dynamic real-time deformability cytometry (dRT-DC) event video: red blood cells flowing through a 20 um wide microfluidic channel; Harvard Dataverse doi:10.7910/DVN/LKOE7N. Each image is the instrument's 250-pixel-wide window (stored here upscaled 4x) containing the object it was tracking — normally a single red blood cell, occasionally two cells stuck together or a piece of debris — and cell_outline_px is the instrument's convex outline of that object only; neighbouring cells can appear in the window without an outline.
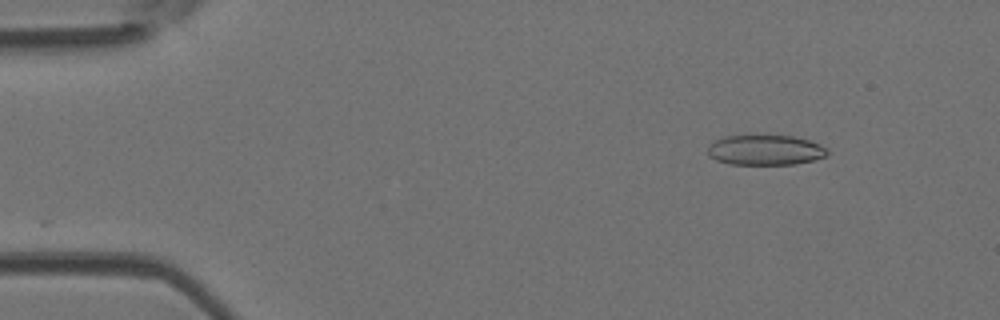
{"species": "Egyptian fruit bat (a non-hibernating species)", "species_latin": "Rousettus aegyptiacus", "temperature_condition": "room temperature", "stored_images_in_passage": 11, "camera_frame_rate_fps": 3000, "um_per_image_px": 0.085, "animal": {"sex": "female"}, "frame": {"image": 1, "passage_image": 1, "time_ms": 0.0, "image_size_px": [1000, 320], "cell_outline_px": [[828, 156], [796, 164], [728, 164], [716, 160], [708, 156], [708, 148], [712, 140], [724, 136], [792, 136], [808, 140], [820, 144], [828, 148]], "centroid_in_image_um": [65.04, 12.76], "position_along_channel_um": 20.0, "area_um2": 21.1}}